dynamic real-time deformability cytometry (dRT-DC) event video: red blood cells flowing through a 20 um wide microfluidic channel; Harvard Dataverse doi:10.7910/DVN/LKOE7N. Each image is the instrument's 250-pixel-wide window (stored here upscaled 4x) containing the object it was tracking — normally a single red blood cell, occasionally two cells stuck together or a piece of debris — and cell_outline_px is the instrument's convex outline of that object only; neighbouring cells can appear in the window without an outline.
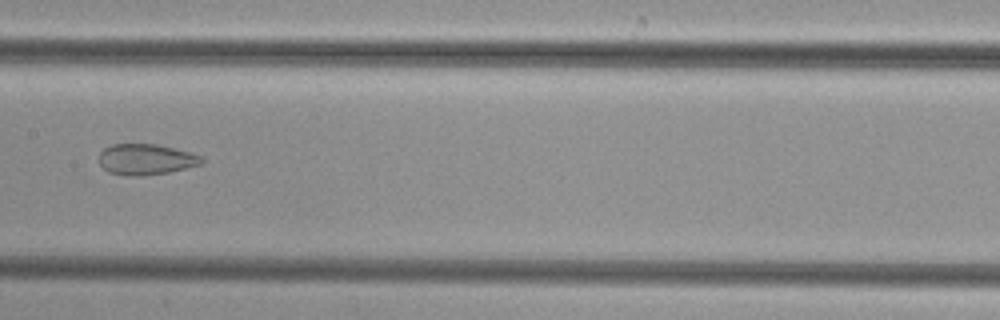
{"species": "common noctule bat (a hibernating species)", "species_latin": "Nyctalus noctula", "temperature_condition": "cold", "stored_images_in_passage": 43, "camera_frame_rate_fps": 3000, "um_per_image_px": 0.085, "animal": {"sex": "female", "body_mass_g": 29.2, "forearm_length_mm": 56.3}, "frame": {"image": 1, "passage_image": 21, "time_ms": 6.667, "image_size_px": [1000, 320], "cell_outline_px": [[204, 160], [200, 164], [168, 172], [144, 176], [128, 176], [108, 172], [100, 164], [100, 152], [104, 148], [112, 144], [156, 144], [188, 152], [200, 156]], "centroid_in_image_um": [12.36, 13.55], "position_along_channel_um": 195.0, "area_um2": 18.21}}
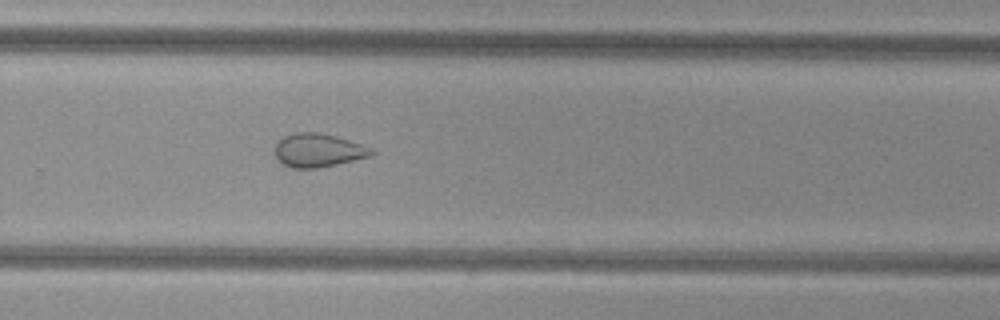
{"frame": {"image": 2, "passage_image": 29, "time_ms": 9.333, "image_size_px": [1000, 320], "cell_outline_px": [[380, 152], [372, 156], [336, 164], [316, 168], [292, 168], [284, 164], [272, 152], [276, 144], [284, 136], [296, 132], [316, 132], [336, 136], [372, 148]], "centroid_in_image_um": [27.07, 12.77], "position_along_channel_um": 302.7, "area_um2": 18.9}}
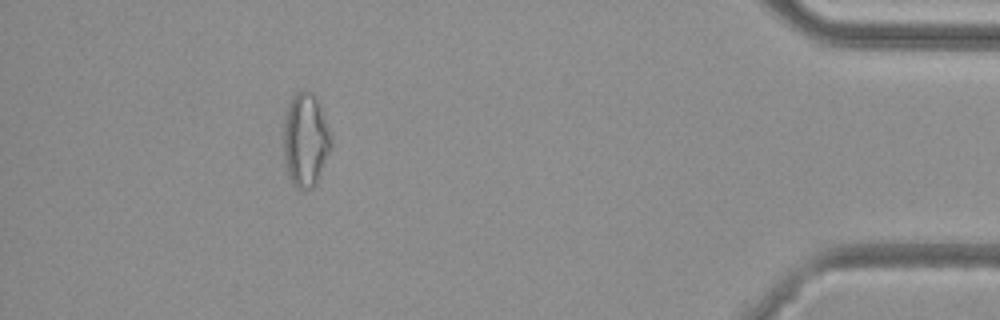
{"frame": {"image": 3, "passage_image": 41, "time_ms": 13.333, "image_size_px": [1000, 320], "cell_outline_px": [[332, 148], [316, 184], [312, 188], [296, 188], [288, 176], [284, 152], [284, 124], [288, 108], [292, 96], [296, 92], [304, 88], [312, 92], [320, 108], [332, 140]], "centroid_in_image_um": [25.98, 11.91], "position_along_channel_um": 409.2, "area_um2": 25.61}}